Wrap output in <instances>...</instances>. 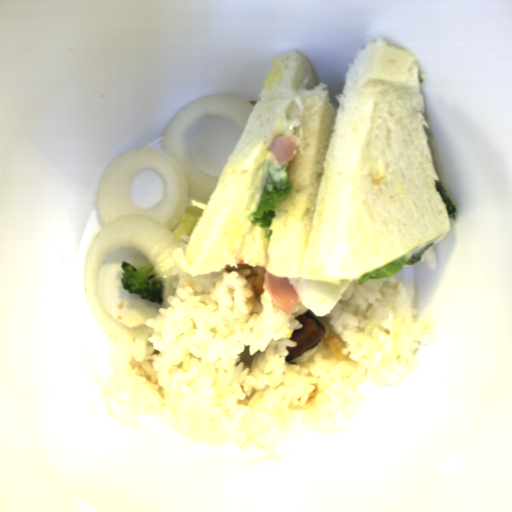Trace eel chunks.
Listing matches in <instances>:
<instances>
[{
  "label": "eel chunks",
  "instance_id": "4dd315ae",
  "mask_svg": "<svg viewBox=\"0 0 512 512\" xmlns=\"http://www.w3.org/2000/svg\"><path fill=\"white\" fill-rule=\"evenodd\" d=\"M297 322L301 323L302 328H295L290 336V341L296 343V347H285L288 355L284 358L286 362L313 350L321 341L326 329L320 320L311 310L295 316Z\"/></svg>",
  "mask_w": 512,
  "mask_h": 512
}]
</instances>
